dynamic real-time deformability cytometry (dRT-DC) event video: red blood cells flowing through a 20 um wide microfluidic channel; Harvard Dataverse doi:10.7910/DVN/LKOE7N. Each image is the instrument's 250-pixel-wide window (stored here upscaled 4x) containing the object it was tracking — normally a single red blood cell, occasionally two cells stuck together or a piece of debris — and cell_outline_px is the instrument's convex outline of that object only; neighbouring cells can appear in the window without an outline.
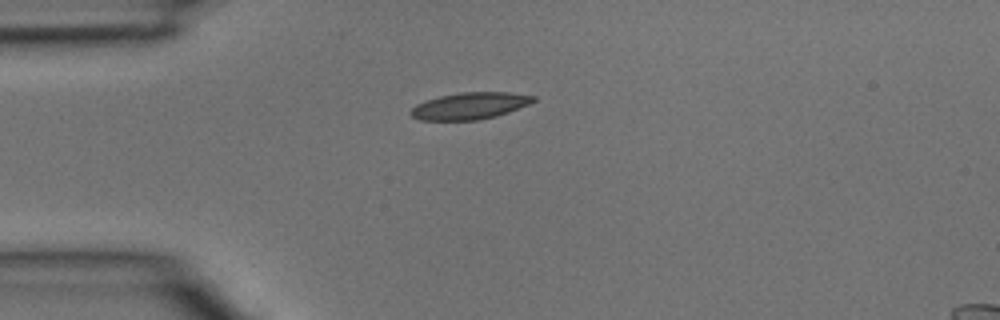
{"species": "common noctule bat (a hibernating species)", "species_latin": "Nyctalus noctula", "temperature_condition": "room temperature", "stored_images_in_passage": 2, "camera_frame_rate_fps": 3000, "um_per_image_px": 0.085, "animal": {"sex": "male", "body_mass_g": 15.6}, "frame": {"image": 1, "passage_image": 1, "time_ms": 0.0, "image_size_px": [1000, 320], "cell_outline_px": [[536, 100], [528, 104], [508, 112], [496, 116], [480, 120], [420, 120], [412, 116], [408, 112], [416, 104], [440, 96], [460, 92], [508, 92], [536, 96]], "centroid_in_image_um": [39.93, 9.0], "position_along_channel_um": 45.1, "area_um2": 19.07}}
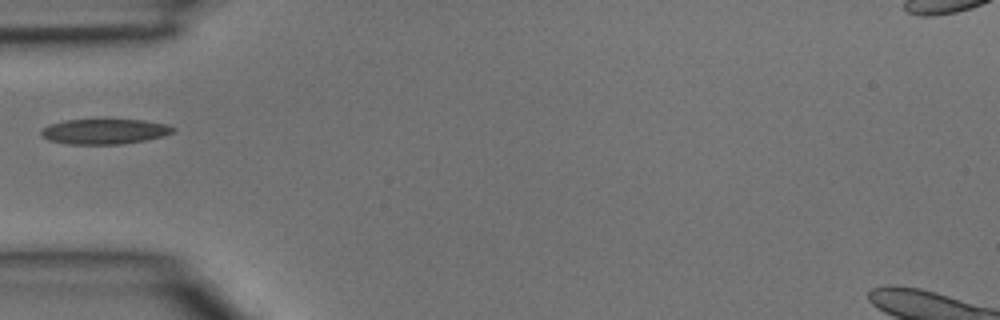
{"frame": {"image": 2, "passage_image": 2, "time_ms": 0.333, "image_size_px": [1000, 320], "cell_outline_px": [[176, 128], [172, 132], [160, 136], [144, 140], [120, 144], [68, 144], [48, 140], [40, 132], [48, 124], [64, 120], [144, 120], [168, 124]], "centroid_in_image_um": [8.87, 11.17], "position_along_channel_um": 76.1, "area_um2": 19.13}}